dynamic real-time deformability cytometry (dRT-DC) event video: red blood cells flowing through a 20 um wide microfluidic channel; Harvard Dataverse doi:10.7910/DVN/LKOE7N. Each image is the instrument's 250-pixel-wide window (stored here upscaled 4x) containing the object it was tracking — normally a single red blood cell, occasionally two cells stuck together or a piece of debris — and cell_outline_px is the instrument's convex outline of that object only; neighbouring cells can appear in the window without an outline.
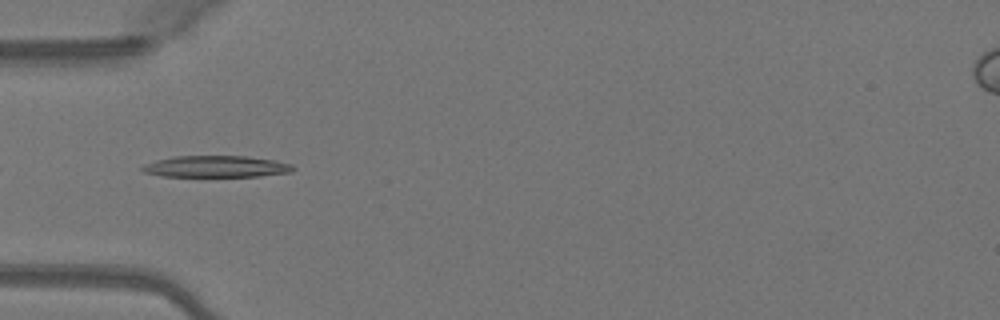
{"species": "Egyptian fruit bat (a non-hibernating species)", "species_latin": "Rousettus aegyptiacus", "temperature_condition": "warm", "stored_images_in_passage": 35, "camera_frame_rate_fps": 3000, "um_per_image_px": 0.085, "animal": {"sex": "female"}, "frame": {"image": 1, "passage_image": 2, "time_ms": 0.333, "image_size_px": [1000, 320], "cell_outline_px": [[296, 168], [292, 172], [260, 176], [160, 176], [144, 172], [140, 168], [144, 164], [156, 160], [176, 156], [248, 156], [276, 160], [292, 164]], "centroid_in_image_um": [18.41, 14.15], "position_along_channel_um": 66.6, "area_um2": 19.02}}
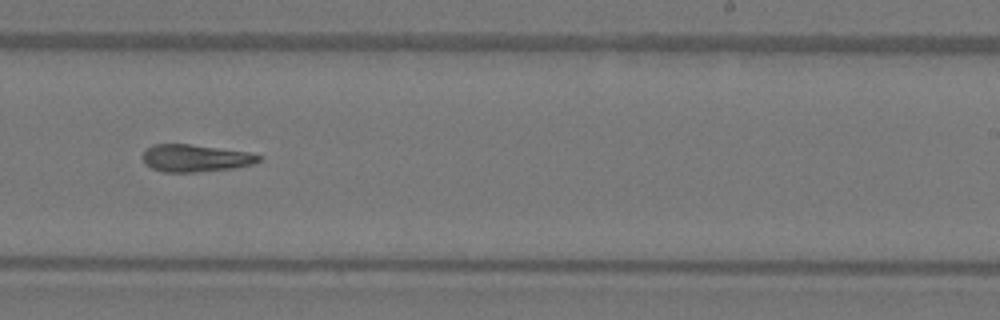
{"frame": {"image": 2, "passage_image": 17, "time_ms": 5.333, "image_size_px": [1000, 320], "cell_outline_px": [[260, 160], [252, 164], [236, 168], [196, 172], [164, 172], [152, 168], [144, 164], [140, 156], [152, 144], [188, 144], [248, 152], [260, 156]], "centroid_in_image_um": [16.55, 13.45], "position_along_channel_um": 272.4, "area_um2": 18.44}}
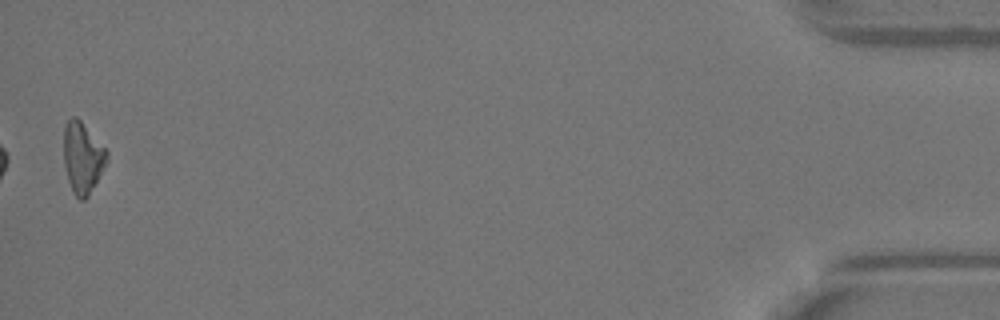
{"frame": {"image": 3, "passage_image": 35, "time_ms": 11.333, "image_size_px": [1000, 320], "cell_outline_px": [[108, 160], [88, 196], [84, 200], [80, 200], [72, 192], [68, 180], [64, 164], [64, 124], [72, 116], [76, 116], [80, 120], [108, 152]], "centroid_in_image_um": [7.0, 13.4], "position_along_channel_um": 428.2, "area_um2": 17.69}, "authors_computed_cell_mechanics": {"area_um2": 18.4382, "velocity_mm_per_s": 4.1128, "shape_relaxation_time_tau1_ms": 6.926, "shape_relaxation_time_tau2_ms": 9.4496, "deformation_change_tau1": 0.2186, "deformation_change_tau2": 0.2461}}